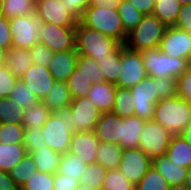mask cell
<instances>
[{"label":"cell","instance_id":"obj_1","mask_svg":"<svg viewBox=\"0 0 191 190\" xmlns=\"http://www.w3.org/2000/svg\"><path fill=\"white\" fill-rule=\"evenodd\" d=\"M134 98V116L153 120L155 105L160 99L177 96V78L147 76L130 88Z\"/></svg>","mask_w":191,"mask_h":190},{"label":"cell","instance_id":"obj_2","mask_svg":"<svg viewBox=\"0 0 191 190\" xmlns=\"http://www.w3.org/2000/svg\"><path fill=\"white\" fill-rule=\"evenodd\" d=\"M153 120L172 136H181L191 123V103L179 96L160 99L155 105Z\"/></svg>","mask_w":191,"mask_h":190},{"label":"cell","instance_id":"obj_3","mask_svg":"<svg viewBox=\"0 0 191 190\" xmlns=\"http://www.w3.org/2000/svg\"><path fill=\"white\" fill-rule=\"evenodd\" d=\"M42 130L45 143L49 148L60 154L68 152L71 136L77 132L70 107L51 111Z\"/></svg>","mask_w":191,"mask_h":190},{"label":"cell","instance_id":"obj_4","mask_svg":"<svg viewBox=\"0 0 191 190\" xmlns=\"http://www.w3.org/2000/svg\"><path fill=\"white\" fill-rule=\"evenodd\" d=\"M122 44L114 38L92 28L83 26L80 22L75 28V50L79 55L99 59L115 52Z\"/></svg>","mask_w":191,"mask_h":190},{"label":"cell","instance_id":"obj_5","mask_svg":"<svg viewBox=\"0 0 191 190\" xmlns=\"http://www.w3.org/2000/svg\"><path fill=\"white\" fill-rule=\"evenodd\" d=\"M79 22L88 28L95 29L125 44V31L118 10L105 7H87Z\"/></svg>","mask_w":191,"mask_h":190},{"label":"cell","instance_id":"obj_6","mask_svg":"<svg viewBox=\"0 0 191 190\" xmlns=\"http://www.w3.org/2000/svg\"><path fill=\"white\" fill-rule=\"evenodd\" d=\"M167 26L153 14L144 15L139 24L127 34L125 46L135 51L158 48Z\"/></svg>","mask_w":191,"mask_h":190},{"label":"cell","instance_id":"obj_7","mask_svg":"<svg viewBox=\"0 0 191 190\" xmlns=\"http://www.w3.org/2000/svg\"><path fill=\"white\" fill-rule=\"evenodd\" d=\"M140 53L146 73L152 78H178L191 66L189 60L170 57L159 48L144 49Z\"/></svg>","mask_w":191,"mask_h":190},{"label":"cell","instance_id":"obj_8","mask_svg":"<svg viewBox=\"0 0 191 190\" xmlns=\"http://www.w3.org/2000/svg\"><path fill=\"white\" fill-rule=\"evenodd\" d=\"M12 47L31 49L38 43L42 21L34 15L9 19Z\"/></svg>","mask_w":191,"mask_h":190},{"label":"cell","instance_id":"obj_9","mask_svg":"<svg viewBox=\"0 0 191 190\" xmlns=\"http://www.w3.org/2000/svg\"><path fill=\"white\" fill-rule=\"evenodd\" d=\"M172 135L154 120L145 121L142 128L139 149L151 159L166 154Z\"/></svg>","mask_w":191,"mask_h":190},{"label":"cell","instance_id":"obj_10","mask_svg":"<svg viewBox=\"0 0 191 190\" xmlns=\"http://www.w3.org/2000/svg\"><path fill=\"white\" fill-rule=\"evenodd\" d=\"M121 64L117 87L132 88L148 76L140 51L121 45Z\"/></svg>","mask_w":191,"mask_h":190},{"label":"cell","instance_id":"obj_11","mask_svg":"<svg viewBox=\"0 0 191 190\" xmlns=\"http://www.w3.org/2000/svg\"><path fill=\"white\" fill-rule=\"evenodd\" d=\"M75 28L76 26L62 27L42 22L38 41L54 53L75 50Z\"/></svg>","mask_w":191,"mask_h":190},{"label":"cell","instance_id":"obj_12","mask_svg":"<svg viewBox=\"0 0 191 190\" xmlns=\"http://www.w3.org/2000/svg\"><path fill=\"white\" fill-rule=\"evenodd\" d=\"M152 166V159L139 148L123 149L119 170L135 186Z\"/></svg>","mask_w":191,"mask_h":190},{"label":"cell","instance_id":"obj_13","mask_svg":"<svg viewBox=\"0 0 191 190\" xmlns=\"http://www.w3.org/2000/svg\"><path fill=\"white\" fill-rule=\"evenodd\" d=\"M35 14L42 22L56 26H76L79 22L62 0H36Z\"/></svg>","mask_w":191,"mask_h":190},{"label":"cell","instance_id":"obj_14","mask_svg":"<svg viewBox=\"0 0 191 190\" xmlns=\"http://www.w3.org/2000/svg\"><path fill=\"white\" fill-rule=\"evenodd\" d=\"M170 57L191 58V34L175 26L167 27L158 47Z\"/></svg>","mask_w":191,"mask_h":190},{"label":"cell","instance_id":"obj_15","mask_svg":"<svg viewBox=\"0 0 191 190\" xmlns=\"http://www.w3.org/2000/svg\"><path fill=\"white\" fill-rule=\"evenodd\" d=\"M69 107L77 131H94L95 125L102 113L88 96L72 99Z\"/></svg>","mask_w":191,"mask_h":190},{"label":"cell","instance_id":"obj_16","mask_svg":"<svg viewBox=\"0 0 191 190\" xmlns=\"http://www.w3.org/2000/svg\"><path fill=\"white\" fill-rule=\"evenodd\" d=\"M100 141L94 131H77L71 136L69 151L87 164L96 163V154Z\"/></svg>","mask_w":191,"mask_h":190},{"label":"cell","instance_id":"obj_17","mask_svg":"<svg viewBox=\"0 0 191 190\" xmlns=\"http://www.w3.org/2000/svg\"><path fill=\"white\" fill-rule=\"evenodd\" d=\"M20 79L40 100H44L56 82L49 69L38 64H33Z\"/></svg>","mask_w":191,"mask_h":190},{"label":"cell","instance_id":"obj_18","mask_svg":"<svg viewBox=\"0 0 191 190\" xmlns=\"http://www.w3.org/2000/svg\"><path fill=\"white\" fill-rule=\"evenodd\" d=\"M94 133L100 143H113L119 145L121 138V117L113 112L102 113Z\"/></svg>","mask_w":191,"mask_h":190},{"label":"cell","instance_id":"obj_19","mask_svg":"<svg viewBox=\"0 0 191 190\" xmlns=\"http://www.w3.org/2000/svg\"><path fill=\"white\" fill-rule=\"evenodd\" d=\"M76 50L56 52L48 67L56 82H67L77 65Z\"/></svg>","mask_w":191,"mask_h":190},{"label":"cell","instance_id":"obj_20","mask_svg":"<svg viewBox=\"0 0 191 190\" xmlns=\"http://www.w3.org/2000/svg\"><path fill=\"white\" fill-rule=\"evenodd\" d=\"M116 91L115 84L105 81L101 84H93L87 96L101 113H108L113 110Z\"/></svg>","mask_w":191,"mask_h":190},{"label":"cell","instance_id":"obj_21","mask_svg":"<svg viewBox=\"0 0 191 190\" xmlns=\"http://www.w3.org/2000/svg\"><path fill=\"white\" fill-rule=\"evenodd\" d=\"M152 166L163 176L170 186L185 184L187 169L174 164L166 155L153 158Z\"/></svg>","mask_w":191,"mask_h":190},{"label":"cell","instance_id":"obj_22","mask_svg":"<svg viewBox=\"0 0 191 190\" xmlns=\"http://www.w3.org/2000/svg\"><path fill=\"white\" fill-rule=\"evenodd\" d=\"M146 120L137 116L121 118V138L119 145L123 149L138 148L141 139L142 128Z\"/></svg>","mask_w":191,"mask_h":190},{"label":"cell","instance_id":"obj_23","mask_svg":"<svg viewBox=\"0 0 191 190\" xmlns=\"http://www.w3.org/2000/svg\"><path fill=\"white\" fill-rule=\"evenodd\" d=\"M33 64L29 49L10 47L6 52L5 65L19 79Z\"/></svg>","mask_w":191,"mask_h":190},{"label":"cell","instance_id":"obj_24","mask_svg":"<svg viewBox=\"0 0 191 190\" xmlns=\"http://www.w3.org/2000/svg\"><path fill=\"white\" fill-rule=\"evenodd\" d=\"M165 155L174 164L186 169L191 166V144L182 136H172Z\"/></svg>","mask_w":191,"mask_h":190},{"label":"cell","instance_id":"obj_25","mask_svg":"<svg viewBox=\"0 0 191 190\" xmlns=\"http://www.w3.org/2000/svg\"><path fill=\"white\" fill-rule=\"evenodd\" d=\"M37 170L40 172H46L55 174L58 172L61 154L52 150L49 147L36 149V151L30 153Z\"/></svg>","mask_w":191,"mask_h":190},{"label":"cell","instance_id":"obj_26","mask_svg":"<svg viewBox=\"0 0 191 190\" xmlns=\"http://www.w3.org/2000/svg\"><path fill=\"white\" fill-rule=\"evenodd\" d=\"M26 154L27 150L23 143H0V170L8 173L23 159Z\"/></svg>","mask_w":191,"mask_h":190},{"label":"cell","instance_id":"obj_27","mask_svg":"<svg viewBox=\"0 0 191 190\" xmlns=\"http://www.w3.org/2000/svg\"><path fill=\"white\" fill-rule=\"evenodd\" d=\"M43 102L51 110L68 108L72 102L66 82H55Z\"/></svg>","mask_w":191,"mask_h":190},{"label":"cell","instance_id":"obj_28","mask_svg":"<svg viewBox=\"0 0 191 190\" xmlns=\"http://www.w3.org/2000/svg\"><path fill=\"white\" fill-rule=\"evenodd\" d=\"M123 148L113 143H100L96 154V163L107 170L119 168Z\"/></svg>","mask_w":191,"mask_h":190},{"label":"cell","instance_id":"obj_29","mask_svg":"<svg viewBox=\"0 0 191 190\" xmlns=\"http://www.w3.org/2000/svg\"><path fill=\"white\" fill-rule=\"evenodd\" d=\"M98 66L106 82L117 84L121 73V46L110 55L99 59Z\"/></svg>","mask_w":191,"mask_h":190},{"label":"cell","instance_id":"obj_30","mask_svg":"<svg viewBox=\"0 0 191 190\" xmlns=\"http://www.w3.org/2000/svg\"><path fill=\"white\" fill-rule=\"evenodd\" d=\"M50 115L51 110L40 100L34 106L25 109L22 126L24 129L42 128Z\"/></svg>","mask_w":191,"mask_h":190},{"label":"cell","instance_id":"obj_31","mask_svg":"<svg viewBox=\"0 0 191 190\" xmlns=\"http://www.w3.org/2000/svg\"><path fill=\"white\" fill-rule=\"evenodd\" d=\"M181 6L177 0H155L152 14L157 16L167 27L174 26Z\"/></svg>","mask_w":191,"mask_h":190},{"label":"cell","instance_id":"obj_32","mask_svg":"<svg viewBox=\"0 0 191 190\" xmlns=\"http://www.w3.org/2000/svg\"><path fill=\"white\" fill-rule=\"evenodd\" d=\"M89 164L81 160L77 155L66 152L61 154L58 173L64 174L70 178H76L78 181L85 168Z\"/></svg>","mask_w":191,"mask_h":190},{"label":"cell","instance_id":"obj_33","mask_svg":"<svg viewBox=\"0 0 191 190\" xmlns=\"http://www.w3.org/2000/svg\"><path fill=\"white\" fill-rule=\"evenodd\" d=\"M25 109L9 96L0 98V123L22 124Z\"/></svg>","mask_w":191,"mask_h":190},{"label":"cell","instance_id":"obj_34","mask_svg":"<svg viewBox=\"0 0 191 190\" xmlns=\"http://www.w3.org/2000/svg\"><path fill=\"white\" fill-rule=\"evenodd\" d=\"M36 0H3V16L8 19L35 14Z\"/></svg>","mask_w":191,"mask_h":190},{"label":"cell","instance_id":"obj_35","mask_svg":"<svg viewBox=\"0 0 191 190\" xmlns=\"http://www.w3.org/2000/svg\"><path fill=\"white\" fill-rule=\"evenodd\" d=\"M35 161L30 154H26L23 159L8 174L14 180L18 188H22L27 179L37 172Z\"/></svg>","mask_w":191,"mask_h":190},{"label":"cell","instance_id":"obj_36","mask_svg":"<svg viewBox=\"0 0 191 190\" xmlns=\"http://www.w3.org/2000/svg\"><path fill=\"white\" fill-rule=\"evenodd\" d=\"M112 112L122 119L134 115V98L130 88L117 87Z\"/></svg>","mask_w":191,"mask_h":190},{"label":"cell","instance_id":"obj_37","mask_svg":"<svg viewBox=\"0 0 191 190\" xmlns=\"http://www.w3.org/2000/svg\"><path fill=\"white\" fill-rule=\"evenodd\" d=\"M118 13L121 17L123 27L127 33L134 29L144 16V14H142L127 0H122L119 3Z\"/></svg>","mask_w":191,"mask_h":190},{"label":"cell","instance_id":"obj_38","mask_svg":"<svg viewBox=\"0 0 191 190\" xmlns=\"http://www.w3.org/2000/svg\"><path fill=\"white\" fill-rule=\"evenodd\" d=\"M66 83L72 99L87 96L89 89L93 85L92 81H88L83 76V74L81 73V69H79L78 67L74 69L73 73L70 75Z\"/></svg>","mask_w":191,"mask_h":190},{"label":"cell","instance_id":"obj_39","mask_svg":"<svg viewBox=\"0 0 191 190\" xmlns=\"http://www.w3.org/2000/svg\"><path fill=\"white\" fill-rule=\"evenodd\" d=\"M106 172L107 169L98 163L90 164L85 168L82 176H80L79 183L87 184L91 188H94V190H101L106 177Z\"/></svg>","mask_w":191,"mask_h":190},{"label":"cell","instance_id":"obj_40","mask_svg":"<svg viewBox=\"0 0 191 190\" xmlns=\"http://www.w3.org/2000/svg\"><path fill=\"white\" fill-rule=\"evenodd\" d=\"M76 67L81 69V73L83 74V76L88 81H92V84H101L105 82L98 66V62L93 58L78 55Z\"/></svg>","mask_w":191,"mask_h":190},{"label":"cell","instance_id":"obj_41","mask_svg":"<svg viewBox=\"0 0 191 190\" xmlns=\"http://www.w3.org/2000/svg\"><path fill=\"white\" fill-rule=\"evenodd\" d=\"M9 97L15 100L23 109L30 108L40 101L21 79L18 80L15 87L11 90Z\"/></svg>","mask_w":191,"mask_h":190},{"label":"cell","instance_id":"obj_42","mask_svg":"<svg viewBox=\"0 0 191 190\" xmlns=\"http://www.w3.org/2000/svg\"><path fill=\"white\" fill-rule=\"evenodd\" d=\"M170 185L163 176L151 166L146 175L135 186V190H169Z\"/></svg>","mask_w":191,"mask_h":190},{"label":"cell","instance_id":"obj_43","mask_svg":"<svg viewBox=\"0 0 191 190\" xmlns=\"http://www.w3.org/2000/svg\"><path fill=\"white\" fill-rule=\"evenodd\" d=\"M101 190H135V185L131 183L118 168L110 169L106 172Z\"/></svg>","mask_w":191,"mask_h":190},{"label":"cell","instance_id":"obj_44","mask_svg":"<svg viewBox=\"0 0 191 190\" xmlns=\"http://www.w3.org/2000/svg\"><path fill=\"white\" fill-rule=\"evenodd\" d=\"M25 129L22 124L0 123V143L18 144L24 141Z\"/></svg>","mask_w":191,"mask_h":190},{"label":"cell","instance_id":"obj_45","mask_svg":"<svg viewBox=\"0 0 191 190\" xmlns=\"http://www.w3.org/2000/svg\"><path fill=\"white\" fill-rule=\"evenodd\" d=\"M54 174L37 171L27 179L21 190H53Z\"/></svg>","mask_w":191,"mask_h":190},{"label":"cell","instance_id":"obj_46","mask_svg":"<svg viewBox=\"0 0 191 190\" xmlns=\"http://www.w3.org/2000/svg\"><path fill=\"white\" fill-rule=\"evenodd\" d=\"M23 145L28 154L36 151V149L48 147L45 143V137H43L42 128L25 129Z\"/></svg>","mask_w":191,"mask_h":190},{"label":"cell","instance_id":"obj_47","mask_svg":"<svg viewBox=\"0 0 191 190\" xmlns=\"http://www.w3.org/2000/svg\"><path fill=\"white\" fill-rule=\"evenodd\" d=\"M33 63L40 66L49 67L51 60L54 57V52H52L48 47L42 43H36L31 49H29Z\"/></svg>","mask_w":191,"mask_h":190},{"label":"cell","instance_id":"obj_48","mask_svg":"<svg viewBox=\"0 0 191 190\" xmlns=\"http://www.w3.org/2000/svg\"><path fill=\"white\" fill-rule=\"evenodd\" d=\"M18 80L6 65H0V98L8 97Z\"/></svg>","mask_w":191,"mask_h":190},{"label":"cell","instance_id":"obj_49","mask_svg":"<svg viewBox=\"0 0 191 190\" xmlns=\"http://www.w3.org/2000/svg\"><path fill=\"white\" fill-rule=\"evenodd\" d=\"M177 96L191 103V66L177 78Z\"/></svg>","mask_w":191,"mask_h":190},{"label":"cell","instance_id":"obj_50","mask_svg":"<svg viewBox=\"0 0 191 190\" xmlns=\"http://www.w3.org/2000/svg\"><path fill=\"white\" fill-rule=\"evenodd\" d=\"M79 181L64 174L56 172L54 174L53 190H76Z\"/></svg>","mask_w":191,"mask_h":190},{"label":"cell","instance_id":"obj_51","mask_svg":"<svg viewBox=\"0 0 191 190\" xmlns=\"http://www.w3.org/2000/svg\"><path fill=\"white\" fill-rule=\"evenodd\" d=\"M174 26L191 34V4L181 6Z\"/></svg>","mask_w":191,"mask_h":190},{"label":"cell","instance_id":"obj_52","mask_svg":"<svg viewBox=\"0 0 191 190\" xmlns=\"http://www.w3.org/2000/svg\"><path fill=\"white\" fill-rule=\"evenodd\" d=\"M0 45L7 50L12 47V33L9 19L3 15L0 16Z\"/></svg>","mask_w":191,"mask_h":190},{"label":"cell","instance_id":"obj_53","mask_svg":"<svg viewBox=\"0 0 191 190\" xmlns=\"http://www.w3.org/2000/svg\"><path fill=\"white\" fill-rule=\"evenodd\" d=\"M62 2L68 11L80 20L85 9L89 6L90 0H62Z\"/></svg>","mask_w":191,"mask_h":190},{"label":"cell","instance_id":"obj_54","mask_svg":"<svg viewBox=\"0 0 191 190\" xmlns=\"http://www.w3.org/2000/svg\"><path fill=\"white\" fill-rule=\"evenodd\" d=\"M142 14H152L155 8V0H127Z\"/></svg>","mask_w":191,"mask_h":190},{"label":"cell","instance_id":"obj_55","mask_svg":"<svg viewBox=\"0 0 191 190\" xmlns=\"http://www.w3.org/2000/svg\"><path fill=\"white\" fill-rule=\"evenodd\" d=\"M18 187L7 172L0 170V190H16Z\"/></svg>","mask_w":191,"mask_h":190},{"label":"cell","instance_id":"obj_56","mask_svg":"<svg viewBox=\"0 0 191 190\" xmlns=\"http://www.w3.org/2000/svg\"><path fill=\"white\" fill-rule=\"evenodd\" d=\"M121 1L122 0H90L88 7H105L118 10Z\"/></svg>","mask_w":191,"mask_h":190},{"label":"cell","instance_id":"obj_57","mask_svg":"<svg viewBox=\"0 0 191 190\" xmlns=\"http://www.w3.org/2000/svg\"><path fill=\"white\" fill-rule=\"evenodd\" d=\"M181 136L191 144V123L183 130Z\"/></svg>","mask_w":191,"mask_h":190},{"label":"cell","instance_id":"obj_58","mask_svg":"<svg viewBox=\"0 0 191 190\" xmlns=\"http://www.w3.org/2000/svg\"><path fill=\"white\" fill-rule=\"evenodd\" d=\"M7 49L0 45V65H5Z\"/></svg>","mask_w":191,"mask_h":190},{"label":"cell","instance_id":"obj_59","mask_svg":"<svg viewBox=\"0 0 191 190\" xmlns=\"http://www.w3.org/2000/svg\"><path fill=\"white\" fill-rule=\"evenodd\" d=\"M185 185H187L188 188L191 189V166L187 169Z\"/></svg>","mask_w":191,"mask_h":190},{"label":"cell","instance_id":"obj_60","mask_svg":"<svg viewBox=\"0 0 191 190\" xmlns=\"http://www.w3.org/2000/svg\"><path fill=\"white\" fill-rule=\"evenodd\" d=\"M169 190H191V189H189L187 185L183 184L177 186H170Z\"/></svg>","mask_w":191,"mask_h":190},{"label":"cell","instance_id":"obj_61","mask_svg":"<svg viewBox=\"0 0 191 190\" xmlns=\"http://www.w3.org/2000/svg\"><path fill=\"white\" fill-rule=\"evenodd\" d=\"M76 190H94V188H91L87 184L79 183V185L77 186Z\"/></svg>","mask_w":191,"mask_h":190},{"label":"cell","instance_id":"obj_62","mask_svg":"<svg viewBox=\"0 0 191 190\" xmlns=\"http://www.w3.org/2000/svg\"><path fill=\"white\" fill-rule=\"evenodd\" d=\"M181 5L191 4V0H177Z\"/></svg>","mask_w":191,"mask_h":190},{"label":"cell","instance_id":"obj_63","mask_svg":"<svg viewBox=\"0 0 191 190\" xmlns=\"http://www.w3.org/2000/svg\"><path fill=\"white\" fill-rule=\"evenodd\" d=\"M2 7H3V0H0V16L3 15Z\"/></svg>","mask_w":191,"mask_h":190}]
</instances>
